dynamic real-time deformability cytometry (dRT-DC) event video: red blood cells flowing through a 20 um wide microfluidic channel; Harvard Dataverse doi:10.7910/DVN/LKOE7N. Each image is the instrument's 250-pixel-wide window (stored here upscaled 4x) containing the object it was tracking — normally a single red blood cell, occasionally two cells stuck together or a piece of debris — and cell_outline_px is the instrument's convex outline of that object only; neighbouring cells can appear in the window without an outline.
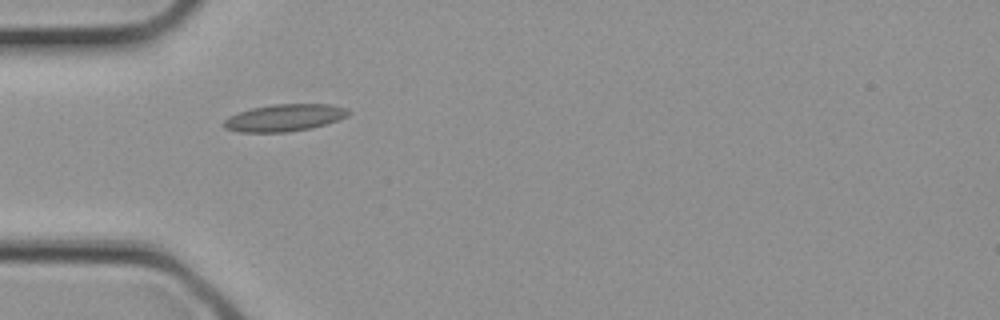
{"species": "common noctule bat (a hibernating species)", "species_latin": "Nyctalus noctula", "temperature_condition": "cold", "stored_images_in_passage": 1, "camera_frame_rate_fps": 3000, "um_per_image_px": 0.085, "animal": {"sex": "female", "body_mass_g": 21.9}, "frame": {"image": 1, "passage_image": 1, "time_ms": 0.0, "image_size_px": [1000, 320], "cell_outline_px": [[352, 112], [348, 116], [328, 124], [312, 128], [284, 132], [240, 132], [224, 128], [224, 120], [228, 116], [252, 108], [272, 104], [332, 104], [348, 108]], "centroid_in_image_um": [24.24, 10.0], "position_along_channel_um": 60.8, "area_um2": 19.83}}